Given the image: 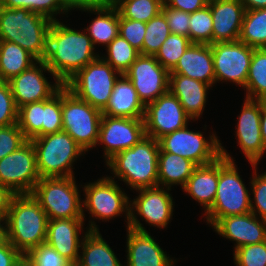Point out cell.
<instances>
[{
  "instance_id": "cell-51",
  "label": "cell",
  "mask_w": 266,
  "mask_h": 266,
  "mask_svg": "<svg viewBox=\"0 0 266 266\" xmlns=\"http://www.w3.org/2000/svg\"><path fill=\"white\" fill-rule=\"evenodd\" d=\"M15 195L9 187L0 183V218H7L11 201Z\"/></svg>"
},
{
  "instance_id": "cell-18",
  "label": "cell",
  "mask_w": 266,
  "mask_h": 266,
  "mask_svg": "<svg viewBox=\"0 0 266 266\" xmlns=\"http://www.w3.org/2000/svg\"><path fill=\"white\" fill-rule=\"evenodd\" d=\"M43 71H48L54 76L55 85L47 81ZM8 83L18 108L32 102L47 100L64 86L43 60L35 62L29 69L11 78Z\"/></svg>"
},
{
  "instance_id": "cell-36",
  "label": "cell",
  "mask_w": 266,
  "mask_h": 266,
  "mask_svg": "<svg viewBox=\"0 0 266 266\" xmlns=\"http://www.w3.org/2000/svg\"><path fill=\"white\" fill-rule=\"evenodd\" d=\"M42 117L43 100L18 108L17 125L27 140L42 136Z\"/></svg>"
},
{
  "instance_id": "cell-44",
  "label": "cell",
  "mask_w": 266,
  "mask_h": 266,
  "mask_svg": "<svg viewBox=\"0 0 266 266\" xmlns=\"http://www.w3.org/2000/svg\"><path fill=\"white\" fill-rule=\"evenodd\" d=\"M146 23L124 18L119 13V35L142 54Z\"/></svg>"
},
{
  "instance_id": "cell-15",
  "label": "cell",
  "mask_w": 266,
  "mask_h": 266,
  "mask_svg": "<svg viewBox=\"0 0 266 266\" xmlns=\"http://www.w3.org/2000/svg\"><path fill=\"white\" fill-rule=\"evenodd\" d=\"M125 76L132 82L145 106L169 91V72L154 55L140 54Z\"/></svg>"
},
{
  "instance_id": "cell-24",
  "label": "cell",
  "mask_w": 266,
  "mask_h": 266,
  "mask_svg": "<svg viewBox=\"0 0 266 266\" xmlns=\"http://www.w3.org/2000/svg\"><path fill=\"white\" fill-rule=\"evenodd\" d=\"M127 231L126 266H173L174 260L167 256L148 232L130 228Z\"/></svg>"
},
{
  "instance_id": "cell-55",
  "label": "cell",
  "mask_w": 266,
  "mask_h": 266,
  "mask_svg": "<svg viewBox=\"0 0 266 266\" xmlns=\"http://www.w3.org/2000/svg\"><path fill=\"white\" fill-rule=\"evenodd\" d=\"M13 266H33L30 258L27 255H21Z\"/></svg>"
},
{
  "instance_id": "cell-47",
  "label": "cell",
  "mask_w": 266,
  "mask_h": 266,
  "mask_svg": "<svg viewBox=\"0 0 266 266\" xmlns=\"http://www.w3.org/2000/svg\"><path fill=\"white\" fill-rule=\"evenodd\" d=\"M27 139L17 124L0 127V160L21 147Z\"/></svg>"
},
{
  "instance_id": "cell-43",
  "label": "cell",
  "mask_w": 266,
  "mask_h": 266,
  "mask_svg": "<svg viewBox=\"0 0 266 266\" xmlns=\"http://www.w3.org/2000/svg\"><path fill=\"white\" fill-rule=\"evenodd\" d=\"M18 107L8 81L0 80V127L17 124Z\"/></svg>"
},
{
  "instance_id": "cell-50",
  "label": "cell",
  "mask_w": 266,
  "mask_h": 266,
  "mask_svg": "<svg viewBox=\"0 0 266 266\" xmlns=\"http://www.w3.org/2000/svg\"><path fill=\"white\" fill-rule=\"evenodd\" d=\"M21 255L8 240L0 244V266H13Z\"/></svg>"
},
{
  "instance_id": "cell-38",
  "label": "cell",
  "mask_w": 266,
  "mask_h": 266,
  "mask_svg": "<svg viewBox=\"0 0 266 266\" xmlns=\"http://www.w3.org/2000/svg\"><path fill=\"white\" fill-rule=\"evenodd\" d=\"M170 34L165 14L160 12L146 23L142 54L155 55Z\"/></svg>"
},
{
  "instance_id": "cell-10",
  "label": "cell",
  "mask_w": 266,
  "mask_h": 266,
  "mask_svg": "<svg viewBox=\"0 0 266 266\" xmlns=\"http://www.w3.org/2000/svg\"><path fill=\"white\" fill-rule=\"evenodd\" d=\"M209 138L210 141L203 137V133L190 131L186 125L160 137L159 152H169L191 160L197 165H206L221 156L220 140L215 134Z\"/></svg>"
},
{
  "instance_id": "cell-39",
  "label": "cell",
  "mask_w": 266,
  "mask_h": 266,
  "mask_svg": "<svg viewBox=\"0 0 266 266\" xmlns=\"http://www.w3.org/2000/svg\"><path fill=\"white\" fill-rule=\"evenodd\" d=\"M1 5L10 9H28L49 18L51 21L57 20L54 17L55 14L66 13L71 10L64 0H5Z\"/></svg>"
},
{
  "instance_id": "cell-46",
  "label": "cell",
  "mask_w": 266,
  "mask_h": 266,
  "mask_svg": "<svg viewBox=\"0 0 266 266\" xmlns=\"http://www.w3.org/2000/svg\"><path fill=\"white\" fill-rule=\"evenodd\" d=\"M255 170L254 176L251 180V185L254 194V203L251 200V212L257 217L266 221V172L257 175L256 164H251ZM259 215V216H258Z\"/></svg>"
},
{
  "instance_id": "cell-57",
  "label": "cell",
  "mask_w": 266,
  "mask_h": 266,
  "mask_svg": "<svg viewBox=\"0 0 266 266\" xmlns=\"http://www.w3.org/2000/svg\"><path fill=\"white\" fill-rule=\"evenodd\" d=\"M67 266H78L77 263H69Z\"/></svg>"
},
{
  "instance_id": "cell-32",
  "label": "cell",
  "mask_w": 266,
  "mask_h": 266,
  "mask_svg": "<svg viewBox=\"0 0 266 266\" xmlns=\"http://www.w3.org/2000/svg\"><path fill=\"white\" fill-rule=\"evenodd\" d=\"M244 88L246 98L266 101V48H254Z\"/></svg>"
},
{
  "instance_id": "cell-42",
  "label": "cell",
  "mask_w": 266,
  "mask_h": 266,
  "mask_svg": "<svg viewBox=\"0 0 266 266\" xmlns=\"http://www.w3.org/2000/svg\"><path fill=\"white\" fill-rule=\"evenodd\" d=\"M236 266H266V241L234 250Z\"/></svg>"
},
{
  "instance_id": "cell-33",
  "label": "cell",
  "mask_w": 266,
  "mask_h": 266,
  "mask_svg": "<svg viewBox=\"0 0 266 266\" xmlns=\"http://www.w3.org/2000/svg\"><path fill=\"white\" fill-rule=\"evenodd\" d=\"M238 40L253 48H266V8L245 10Z\"/></svg>"
},
{
  "instance_id": "cell-1",
  "label": "cell",
  "mask_w": 266,
  "mask_h": 266,
  "mask_svg": "<svg viewBox=\"0 0 266 266\" xmlns=\"http://www.w3.org/2000/svg\"><path fill=\"white\" fill-rule=\"evenodd\" d=\"M73 30L58 20L48 32L47 53L43 60L52 74L64 85L87 64L99 57L88 34Z\"/></svg>"
},
{
  "instance_id": "cell-45",
  "label": "cell",
  "mask_w": 266,
  "mask_h": 266,
  "mask_svg": "<svg viewBox=\"0 0 266 266\" xmlns=\"http://www.w3.org/2000/svg\"><path fill=\"white\" fill-rule=\"evenodd\" d=\"M27 256L33 266H67L69 262L46 243L33 248Z\"/></svg>"
},
{
  "instance_id": "cell-48",
  "label": "cell",
  "mask_w": 266,
  "mask_h": 266,
  "mask_svg": "<svg viewBox=\"0 0 266 266\" xmlns=\"http://www.w3.org/2000/svg\"><path fill=\"white\" fill-rule=\"evenodd\" d=\"M162 12L165 14L171 34L189 37L190 13L179 11L168 6H163Z\"/></svg>"
},
{
  "instance_id": "cell-40",
  "label": "cell",
  "mask_w": 266,
  "mask_h": 266,
  "mask_svg": "<svg viewBox=\"0 0 266 266\" xmlns=\"http://www.w3.org/2000/svg\"><path fill=\"white\" fill-rule=\"evenodd\" d=\"M213 18L210 7L190 13L189 39L191 43L212 44Z\"/></svg>"
},
{
  "instance_id": "cell-6",
  "label": "cell",
  "mask_w": 266,
  "mask_h": 266,
  "mask_svg": "<svg viewBox=\"0 0 266 266\" xmlns=\"http://www.w3.org/2000/svg\"><path fill=\"white\" fill-rule=\"evenodd\" d=\"M40 178L72 177V164L85 150L65 131L31 139Z\"/></svg>"
},
{
  "instance_id": "cell-23",
  "label": "cell",
  "mask_w": 266,
  "mask_h": 266,
  "mask_svg": "<svg viewBox=\"0 0 266 266\" xmlns=\"http://www.w3.org/2000/svg\"><path fill=\"white\" fill-rule=\"evenodd\" d=\"M75 8L98 14L86 28L93 46L95 44H105L107 46L119 35V11L110 0H95L83 3Z\"/></svg>"
},
{
  "instance_id": "cell-9",
  "label": "cell",
  "mask_w": 266,
  "mask_h": 266,
  "mask_svg": "<svg viewBox=\"0 0 266 266\" xmlns=\"http://www.w3.org/2000/svg\"><path fill=\"white\" fill-rule=\"evenodd\" d=\"M102 111L76 97L62 87V130L68 133L84 150L97 144Z\"/></svg>"
},
{
  "instance_id": "cell-8",
  "label": "cell",
  "mask_w": 266,
  "mask_h": 266,
  "mask_svg": "<svg viewBox=\"0 0 266 266\" xmlns=\"http://www.w3.org/2000/svg\"><path fill=\"white\" fill-rule=\"evenodd\" d=\"M120 75L99 56L79 70L64 86L79 99L103 111L109 103L115 82Z\"/></svg>"
},
{
  "instance_id": "cell-25",
  "label": "cell",
  "mask_w": 266,
  "mask_h": 266,
  "mask_svg": "<svg viewBox=\"0 0 266 266\" xmlns=\"http://www.w3.org/2000/svg\"><path fill=\"white\" fill-rule=\"evenodd\" d=\"M169 74L184 75L212 87L215 73L211 45L191 43Z\"/></svg>"
},
{
  "instance_id": "cell-49",
  "label": "cell",
  "mask_w": 266,
  "mask_h": 266,
  "mask_svg": "<svg viewBox=\"0 0 266 266\" xmlns=\"http://www.w3.org/2000/svg\"><path fill=\"white\" fill-rule=\"evenodd\" d=\"M209 0H164L163 6H168L173 9L193 13L206 7Z\"/></svg>"
},
{
  "instance_id": "cell-52",
  "label": "cell",
  "mask_w": 266,
  "mask_h": 266,
  "mask_svg": "<svg viewBox=\"0 0 266 266\" xmlns=\"http://www.w3.org/2000/svg\"><path fill=\"white\" fill-rule=\"evenodd\" d=\"M245 10H257L266 8V0H240Z\"/></svg>"
},
{
  "instance_id": "cell-7",
  "label": "cell",
  "mask_w": 266,
  "mask_h": 266,
  "mask_svg": "<svg viewBox=\"0 0 266 266\" xmlns=\"http://www.w3.org/2000/svg\"><path fill=\"white\" fill-rule=\"evenodd\" d=\"M74 176L41 178L32 195L39 202L49 220L85 218Z\"/></svg>"
},
{
  "instance_id": "cell-29",
  "label": "cell",
  "mask_w": 266,
  "mask_h": 266,
  "mask_svg": "<svg viewBox=\"0 0 266 266\" xmlns=\"http://www.w3.org/2000/svg\"><path fill=\"white\" fill-rule=\"evenodd\" d=\"M90 223L82 239V256H79L78 266H123L102 238L96 223Z\"/></svg>"
},
{
  "instance_id": "cell-34",
  "label": "cell",
  "mask_w": 266,
  "mask_h": 266,
  "mask_svg": "<svg viewBox=\"0 0 266 266\" xmlns=\"http://www.w3.org/2000/svg\"><path fill=\"white\" fill-rule=\"evenodd\" d=\"M127 19L147 23L162 12L164 0H110Z\"/></svg>"
},
{
  "instance_id": "cell-12",
  "label": "cell",
  "mask_w": 266,
  "mask_h": 266,
  "mask_svg": "<svg viewBox=\"0 0 266 266\" xmlns=\"http://www.w3.org/2000/svg\"><path fill=\"white\" fill-rule=\"evenodd\" d=\"M85 200L83 208L100 220H108L126 213L127 224L130 221V202L126 193L122 192L114 178L102 177L96 182L84 186ZM85 206V207H84Z\"/></svg>"
},
{
  "instance_id": "cell-14",
  "label": "cell",
  "mask_w": 266,
  "mask_h": 266,
  "mask_svg": "<svg viewBox=\"0 0 266 266\" xmlns=\"http://www.w3.org/2000/svg\"><path fill=\"white\" fill-rule=\"evenodd\" d=\"M215 83L232 81L245 87L254 48L237 40L211 44Z\"/></svg>"
},
{
  "instance_id": "cell-20",
  "label": "cell",
  "mask_w": 266,
  "mask_h": 266,
  "mask_svg": "<svg viewBox=\"0 0 266 266\" xmlns=\"http://www.w3.org/2000/svg\"><path fill=\"white\" fill-rule=\"evenodd\" d=\"M213 228L220 236L235 241V249L266 241V221L252 212L221 218Z\"/></svg>"
},
{
  "instance_id": "cell-3",
  "label": "cell",
  "mask_w": 266,
  "mask_h": 266,
  "mask_svg": "<svg viewBox=\"0 0 266 266\" xmlns=\"http://www.w3.org/2000/svg\"><path fill=\"white\" fill-rule=\"evenodd\" d=\"M158 140L145 136L129 149L116 153L106 164L115 176L135 190L158 186Z\"/></svg>"
},
{
  "instance_id": "cell-13",
  "label": "cell",
  "mask_w": 266,
  "mask_h": 266,
  "mask_svg": "<svg viewBox=\"0 0 266 266\" xmlns=\"http://www.w3.org/2000/svg\"><path fill=\"white\" fill-rule=\"evenodd\" d=\"M171 190L157 186L137 190L139 195L130 203V221L127 228L147 232L137 220L136 214L142 216L145 221L158 228H165L173 216V197L168 191ZM135 210V211H134ZM137 211V213H135Z\"/></svg>"
},
{
  "instance_id": "cell-53",
  "label": "cell",
  "mask_w": 266,
  "mask_h": 266,
  "mask_svg": "<svg viewBox=\"0 0 266 266\" xmlns=\"http://www.w3.org/2000/svg\"><path fill=\"white\" fill-rule=\"evenodd\" d=\"M260 127L262 140L266 147V101H261Z\"/></svg>"
},
{
  "instance_id": "cell-54",
  "label": "cell",
  "mask_w": 266,
  "mask_h": 266,
  "mask_svg": "<svg viewBox=\"0 0 266 266\" xmlns=\"http://www.w3.org/2000/svg\"><path fill=\"white\" fill-rule=\"evenodd\" d=\"M6 241H7V220L5 218H0V244L5 243Z\"/></svg>"
},
{
  "instance_id": "cell-4",
  "label": "cell",
  "mask_w": 266,
  "mask_h": 266,
  "mask_svg": "<svg viewBox=\"0 0 266 266\" xmlns=\"http://www.w3.org/2000/svg\"><path fill=\"white\" fill-rule=\"evenodd\" d=\"M51 24L49 18L39 13L0 4V40L21 46L38 61L45 59Z\"/></svg>"
},
{
  "instance_id": "cell-28",
  "label": "cell",
  "mask_w": 266,
  "mask_h": 266,
  "mask_svg": "<svg viewBox=\"0 0 266 266\" xmlns=\"http://www.w3.org/2000/svg\"><path fill=\"white\" fill-rule=\"evenodd\" d=\"M218 185V158L212 163L198 165L182 188L203 205L205 213L212 207Z\"/></svg>"
},
{
  "instance_id": "cell-35",
  "label": "cell",
  "mask_w": 266,
  "mask_h": 266,
  "mask_svg": "<svg viewBox=\"0 0 266 266\" xmlns=\"http://www.w3.org/2000/svg\"><path fill=\"white\" fill-rule=\"evenodd\" d=\"M106 47L108 56L102 58L121 75L129 70L131 64L140 55V52L120 35L115 37Z\"/></svg>"
},
{
  "instance_id": "cell-5",
  "label": "cell",
  "mask_w": 266,
  "mask_h": 266,
  "mask_svg": "<svg viewBox=\"0 0 266 266\" xmlns=\"http://www.w3.org/2000/svg\"><path fill=\"white\" fill-rule=\"evenodd\" d=\"M218 185L212 207L205 213L207 223L214 226L221 218L251 212L250 193L244 185L234 160L220 143Z\"/></svg>"
},
{
  "instance_id": "cell-11",
  "label": "cell",
  "mask_w": 266,
  "mask_h": 266,
  "mask_svg": "<svg viewBox=\"0 0 266 266\" xmlns=\"http://www.w3.org/2000/svg\"><path fill=\"white\" fill-rule=\"evenodd\" d=\"M40 179L31 140L0 160V183L15 194H31Z\"/></svg>"
},
{
  "instance_id": "cell-2",
  "label": "cell",
  "mask_w": 266,
  "mask_h": 266,
  "mask_svg": "<svg viewBox=\"0 0 266 266\" xmlns=\"http://www.w3.org/2000/svg\"><path fill=\"white\" fill-rule=\"evenodd\" d=\"M6 220L7 240L22 255L45 243L49 219L32 194H16Z\"/></svg>"
},
{
  "instance_id": "cell-21",
  "label": "cell",
  "mask_w": 266,
  "mask_h": 266,
  "mask_svg": "<svg viewBox=\"0 0 266 266\" xmlns=\"http://www.w3.org/2000/svg\"><path fill=\"white\" fill-rule=\"evenodd\" d=\"M213 18L212 44L237 41L245 13L240 0H209Z\"/></svg>"
},
{
  "instance_id": "cell-17",
  "label": "cell",
  "mask_w": 266,
  "mask_h": 266,
  "mask_svg": "<svg viewBox=\"0 0 266 266\" xmlns=\"http://www.w3.org/2000/svg\"><path fill=\"white\" fill-rule=\"evenodd\" d=\"M191 118L180 101L170 91L145 106V134L158 140L160 137L185 127Z\"/></svg>"
},
{
  "instance_id": "cell-26",
  "label": "cell",
  "mask_w": 266,
  "mask_h": 266,
  "mask_svg": "<svg viewBox=\"0 0 266 266\" xmlns=\"http://www.w3.org/2000/svg\"><path fill=\"white\" fill-rule=\"evenodd\" d=\"M210 87L209 84L184 75L169 74V91L177 97L191 120L202 115Z\"/></svg>"
},
{
  "instance_id": "cell-30",
  "label": "cell",
  "mask_w": 266,
  "mask_h": 266,
  "mask_svg": "<svg viewBox=\"0 0 266 266\" xmlns=\"http://www.w3.org/2000/svg\"><path fill=\"white\" fill-rule=\"evenodd\" d=\"M198 165L191 160L169 152L158 154V186L171 189L172 185L183 188Z\"/></svg>"
},
{
  "instance_id": "cell-22",
  "label": "cell",
  "mask_w": 266,
  "mask_h": 266,
  "mask_svg": "<svg viewBox=\"0 0 266 266\" xmlns=\"http://www.w3.org/2000/svg\"><path fill=\"white\" fill-rule=\"evenodd\" d=\"M83 218L48 220L45 243L54 248L69 263H78L82 240ZM81 240V242H80Z\"/></svg>"
},
{
  "instance_id": "cell-27",
  "label": "cell",
  "mask_w": 266,
  "mask_h": 266,
  "mask_svg": "<svg viewBox=\"0 0 266 266\" xmlns=\"http://www.w3.org/2000/svg\"><path fill=\"white\" fill-rule=\"evenodd\" d=\"M120 78L115 82L109 103L102 113L111 117L144 118L145 105L140 101L132 82L125 74L120 75Z\"/></svg>"
},
{
  "instance_id": "cell-16",
  "label": "cell",
  "mask_w": 266,
  "mask_h": 266,
  "mask_svg": "<svg viewBox=\"0 0 266 266\" xmlns=\"http://www.w3.org/2000/svg\"><path fill=\"white\" fill-rule=\"evenodd\" d=\"M146 136L144 118L102 115L97 143L104 144L106 162L116 153L129 149Z\"/></svg>"
},
{
  "instance_id": "cell-56",
  "label": "cell",
  "mask_w": 266,
  "mask_h": 266,
  "mask_svg": "<svg viewBox=\"0 0 266 266\" xmlns=\"http://www.w3.org/2000/svg\"><path fill=\"white\" fill-rule=\"evenodd\" d=\"M64 1L71 9H75V7H78L83 3H88L95 0H64Z\"/></svg>"
},
{
  "instance_id": "cell-19",
  "label": "cell",
  "mask_w": 266,
  "mask_h": 266,
  "mask_svg": "<svg viewBox=\"0 0 266 266\" xmlns=\"http://www.w3.org/2000/svg\"><path fill=\"white\" fill-rule=\"evenodd\" d=\"M238 116L236 136L238 144L250 164H258L266 151L261 136V100L248 99Z\"/></svg>"
},
{
  "instance_id": "cell-31",
  "label": "cell",
  "mask_w": 266,
  "mask_h": 266,
  "mask_svg": "<svg viewBox=\"0 0 266 266\" xmlns=\"http://www.w3.org/2000/svg\"><path fill=\"white\" fill-rule=\"evenodd\" d=\"M38 60L21 46L0 40V80L9 81Z\"/></svg>"
},
{
  "instance_id": "cell-37",
  "label": "cell",
  "mask_w": 266,
  "mask_h": 266,
  "mask_svg": "<svg viewBox=\"0 0 266 266\" xmlns=\"http://www.w3.org/2000/svg\"><path fill=\"white\" fill-rule=\"evenodd\" d=\"M190 44L189 37L170 34L154 56L168 72H171Z\"/></svg>"
},
{
  "instance_id": "cell-41",
  "label": "cell",
  "mask_w": 266,
  "mask_h": 266,
  "mask_svg": "<svg viewBox=\"0 0 266 266\" xmlns=\"http://www.w3.org/2000/svg\"><path fill=\"white\" fill-rule=\"evenodd\" d=\"M62 88L43 100L42 136L62 131Z\"/></svg>"
}]
</instances>
